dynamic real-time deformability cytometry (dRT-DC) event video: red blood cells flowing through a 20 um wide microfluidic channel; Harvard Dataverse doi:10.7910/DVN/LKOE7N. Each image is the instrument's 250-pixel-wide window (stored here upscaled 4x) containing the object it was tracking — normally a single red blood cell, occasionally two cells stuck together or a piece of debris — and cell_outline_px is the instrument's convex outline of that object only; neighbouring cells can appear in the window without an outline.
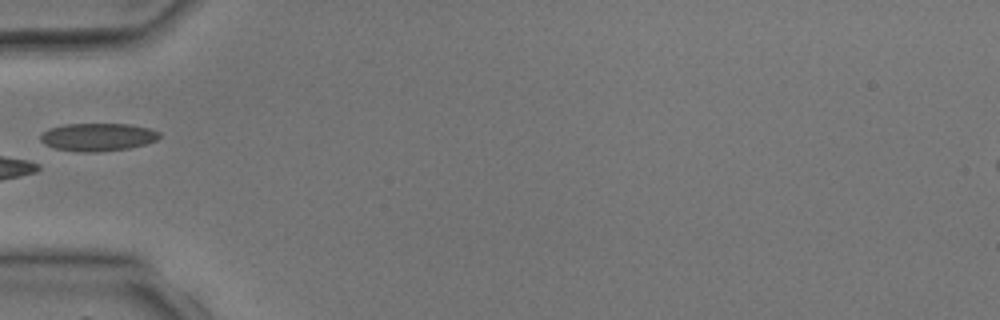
{"species": "common noctule bat (a hibernating species)", "species_latin": "Nyctalus noctula", "temperature_condition": "room temperature", "stored_images_in_passage": 1, "camera_frame_rate_fps": 3000, "um_per_image_px": 0.085, "animal": {"sex": "male", "body_mass_g": 17.9, "forearm_length_mm": 54.2}, "frame": {"image": 1, "passage_image": 1, "time_ms": 0.0, "image_size_px": [1000, 320], "cell_outline_px": [[160, 136], [156, 140], [144, 144], [128, 148], [96, 152], [80, 152], [56, 148], [44, 144], [40, 140], [40, 136], [48, 128], [64, 124], [128, 124], [148, 128], [160, 132]], "centroid_in_image_um": [8.28, 11.64], "position_along_channel_um": 76.7, "area_um2": 19.19}}